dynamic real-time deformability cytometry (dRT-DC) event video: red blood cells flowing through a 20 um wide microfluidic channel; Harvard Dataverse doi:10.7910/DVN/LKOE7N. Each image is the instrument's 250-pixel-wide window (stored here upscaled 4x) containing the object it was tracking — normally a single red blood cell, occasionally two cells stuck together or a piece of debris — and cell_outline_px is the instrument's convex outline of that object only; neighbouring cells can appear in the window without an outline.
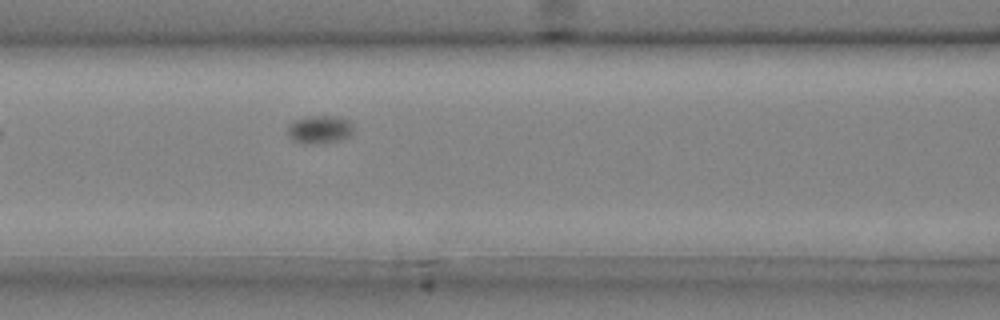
{"species": "common noctule bat (a hibernating species)", "species_latin": "Nyctalus noctula", "temperature_condition": "cold", "stored_images_in_passage": 6, "camera_frame_rate_fps": 3000, "um_per_image_px": 0.085, "animal": {"sex": "male", "body_mass_g": 20.4}, "frame": {"image": 1, "passage_image": 6, "time_ms": 1.667, "image_size_px": [1000, 320], "cell_outline_px": [[352, 132], [348, 136], [340, 140], [312, 144], [292, 140], [288, 136], [288, 124], [296, 120], [308, 116], [336, 116], [348, 120], [352, 124]], "centroid_in_image_um": [27.15, 10.99], "position_along_channel_um": 139.4, "area_um2": 10.58}}